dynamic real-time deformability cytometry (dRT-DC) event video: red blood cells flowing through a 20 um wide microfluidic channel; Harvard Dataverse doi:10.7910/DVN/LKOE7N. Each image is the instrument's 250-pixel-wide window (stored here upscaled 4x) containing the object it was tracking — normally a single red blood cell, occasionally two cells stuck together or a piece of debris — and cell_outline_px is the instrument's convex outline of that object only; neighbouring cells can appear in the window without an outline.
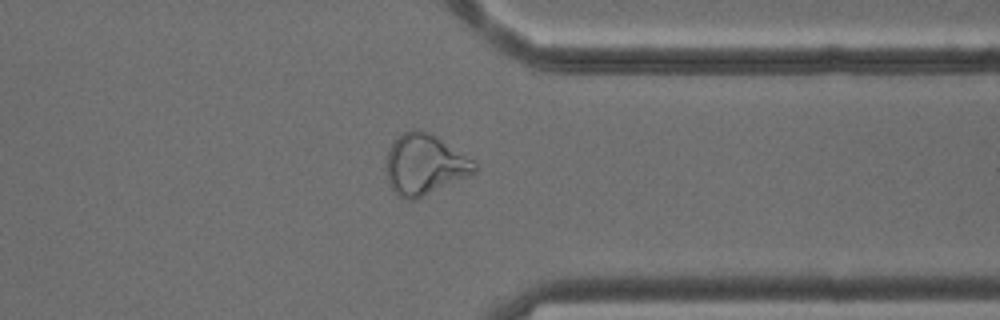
{"species": "common noctule bat (a hibernating species)", "species_latin": "Nyctalus noctula", "temperature_condition": "cold", "stored_images_in_passage": 46, "camera_frame_rate_fps": 3000, "um_per_image_px": 0.085, "animal": {"sex": "male", "body_mass_g": 18.8}, "frame": {"image": 1, "passage_image": 40, "time_ms": 13.0, "image_size_px": [1000, 320], "cell_outline_px": [[480, 168], [476, 172], [412, 200], [408, 200], [400, 196], [392, 188], [388, 180], [388, 148], [396, 136], [404, 132], [416, 128], [428, 132], [436, 136], [480, 164]], "centroid_in_image_um": [36.12, 13.94], "position_along_channel_um": 375.3, "area_um2": 30.63}}